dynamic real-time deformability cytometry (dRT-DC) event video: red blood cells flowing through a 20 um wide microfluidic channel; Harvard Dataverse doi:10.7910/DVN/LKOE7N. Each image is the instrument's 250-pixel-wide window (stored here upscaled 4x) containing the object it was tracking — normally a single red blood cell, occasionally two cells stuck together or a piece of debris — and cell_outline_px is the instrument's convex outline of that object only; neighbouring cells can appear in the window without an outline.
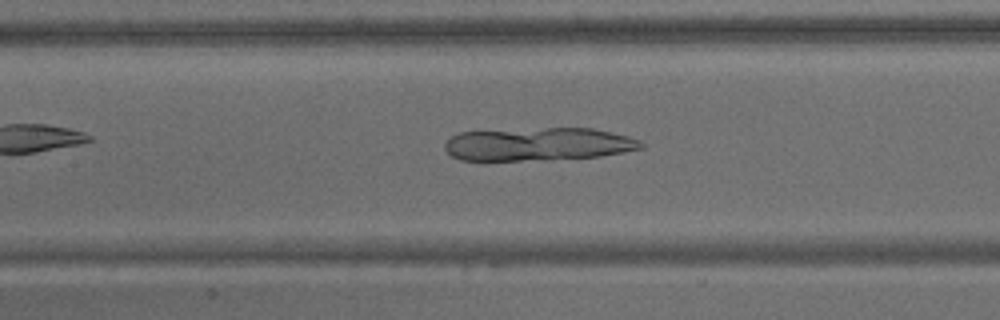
{"species": "common noctule bat (a hibernating species)", "species_latin": "Nyctalus noctula", "temperature_condition": "warm", "stored_images_in_passage": 64, "camera_frame_rate_fps": 3000, "um_per_image_px": 0.085, "animal": {"sex": "male", "body_mass_g": 15.6}, "frame": {"image": 1, "passage_image": 28, "time_ms": 9.0, "image_size_px": [1000, 320], "cell_outline_px": [[644, 148], [624, 152], [600, 156], [552, 160], [460, 160], [452, 156], [444, 148], [444, 144], [452, 136], [460, 132], [548, 128], [592, 128], [628, 136], [640, 140], [644, 144]], "centroid_in_image_um": [45.79, 12.26], "position_along_channel_um": 161.6, "area_um2": 37.86}}
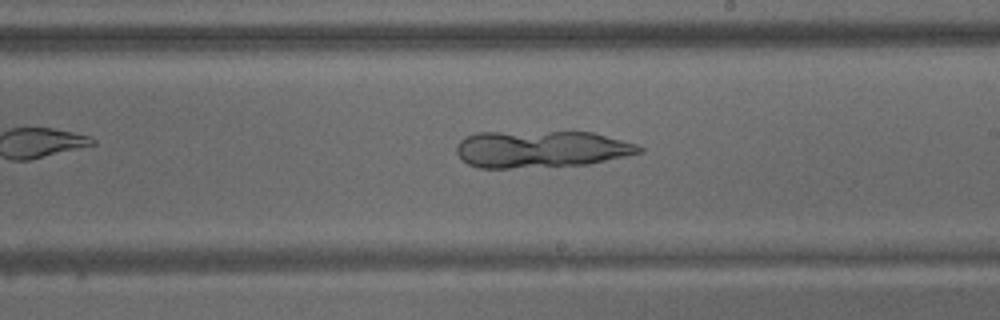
{"frame": {"image": 2, "passage_image": 36, "time_ms": 11.667, "image_size_px": [1000, 320], "cell_outline_px": [[644, 152], [588, 164], [508, 168], [480, 168], [468, 164], [456, 152], [456, 144], [464, 136], [476, 132], [592, 132], [636, 144], [644, 148]], "centroid_in_image_um": [45.96, 12.67], "position_along_channel_um": 243.0, "area_um2": 39.3}}
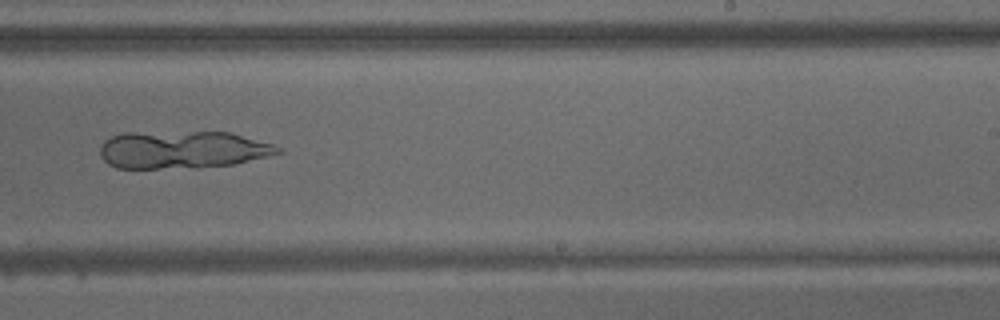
{"frame": {"image": 3, "passage_image": 39, "time_ms": 12.667, "image_size_px": [1000, 320], "cell_outline_px": [[284, 152], [268, 156], [232, 164], [200, 168], [116, 168], [108, 164], [100, 156], [100, 144], [104, 140], [112, 136], [124, 132], [228, 132], [272, 144], [284, 148]], "centroid_in_image_um": [15.48, 12.73], "position_along_channel_um": 273.5, "area_um2": 39.19}}